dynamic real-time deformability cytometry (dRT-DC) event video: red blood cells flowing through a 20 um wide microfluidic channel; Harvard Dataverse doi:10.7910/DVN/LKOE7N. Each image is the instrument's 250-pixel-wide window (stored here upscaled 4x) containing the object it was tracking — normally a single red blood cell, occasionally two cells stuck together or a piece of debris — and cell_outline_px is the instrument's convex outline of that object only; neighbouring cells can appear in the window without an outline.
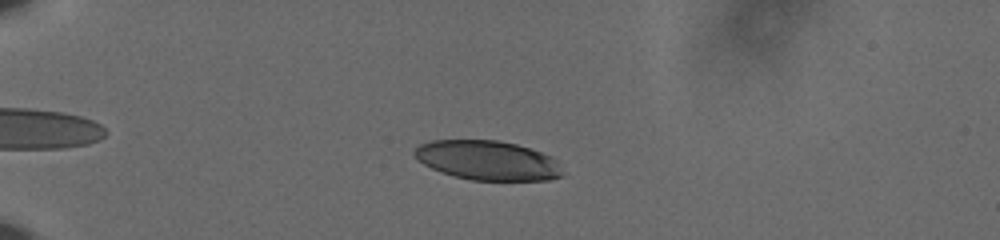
{"species": "human", "species_latin": "Homo sapiens", "temperature_condition": "cold", "stored_images_in_passage": 54, "camera_frame_rate_fps": 3000, "um_per_image_px": 0.085, "donor": {"sex": "male"}, "frame": {"image": 1, "passage_image": 12, "time_ms": 3.667, "image_size_px": [1000, 240], "cell_outline_px": [[564, 176], [548, 180], [472, 180], [440, 172], [424, 164], [412, 152], [420, 144], [432, 140], [496, 140], [516, 144], [552, 156], [564, 172]], "centroid_in_image_um": [41.47, 13.63], "position_along_channel_um": 43.5, "area_um2": 33.87}}
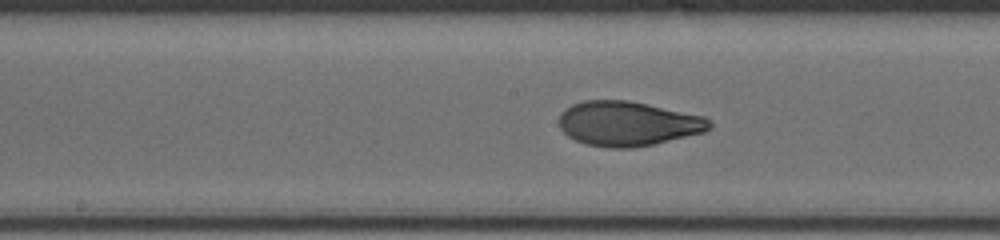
{"frame": {"image": 2, "passage_image": 29, "time_ms": 9.333, "image_size_px": [1000, 240], "cell_outline_px": [[712, 128], [704, 132], [652, 144], [632, 148], [608, 148], [584, 144], [568, 136], [560, 128], [560, 116], [572, 104], [584, 100], [628, 100], [648, 104], [704, 116], [712, 120]], "centroid_in_image_um": [53.4, 10.51], "position_along_channel_um": 194.8, "area_um2": 39.02}}
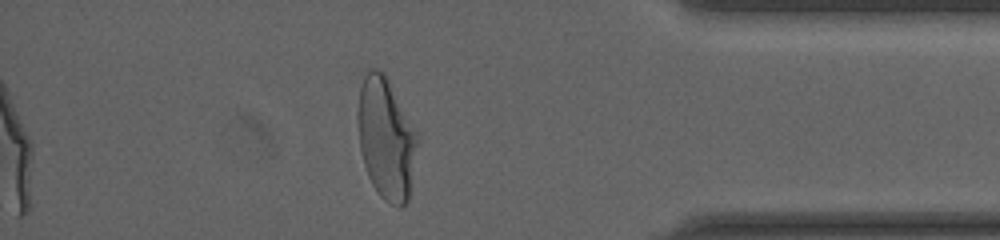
{"frame": {"image": 3, "passage_image": 48, "time_ms": 15.667, "image_size_px": [1000, 240], "cell_outline_px": [[420, 132], [408, 200], [400, 208], [384, 200], [380, 196], [372, 184], [368, 176], [364, 164], [360, 148], [356, 116], [356, 112], [360, 88], [364, 76], [368, 68], [376, 68], [384, 72]], "centroid_in_image_um": [32.83, 11.72], "position_along_channel_um": 402.4, "area_um2": 43.06}, "authors_computed_cell_mechanics": {"area_um2": 38.5815, "velocity_mm_per_s": 3.6186, "shape_relaxation_time_tau1_ms": 5.7192, "shape_relaxation_time_tau2_ms": 0.8866, "deformation_change_tau1": 0.2407, "deformation_change_tau2": 0.0609}}